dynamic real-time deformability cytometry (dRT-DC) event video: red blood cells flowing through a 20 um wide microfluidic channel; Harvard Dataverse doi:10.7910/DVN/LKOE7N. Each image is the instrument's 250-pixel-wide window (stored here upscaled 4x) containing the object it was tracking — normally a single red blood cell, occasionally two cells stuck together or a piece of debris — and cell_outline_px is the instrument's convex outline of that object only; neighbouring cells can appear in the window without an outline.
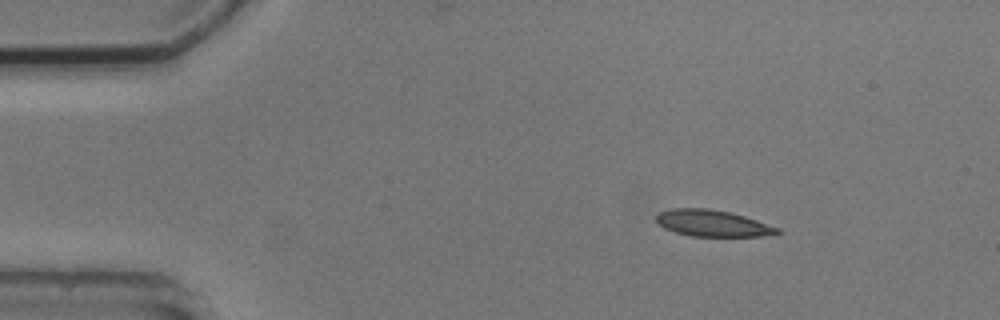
{"species": "common noctule bat (a hibernating species)", "species_latin": "Nyctalus noctula", "temperature_condition": "cold", "stored_images_in_passage": 4, "camera_frame_rate_fps": 3000, "um_per_image_px": 0.085, "animal": {"sex": "male", "body_mass_g": 20.5, "forearm_length_mm": 52.5}, "frame": {"image": 1, "passage_image": 2, "time_ms": 1.333, "image_size_px": [1000, 320], "cell_outline_px": [[784, 232], [776, 236], [692, 236], [676, 232], [664, 228], [656, 220], [656, 216], [660, 212], [672, 208], [708, 208], [728, 212], [744, 216], [780, 228]], "centroid_in_image_um": [60.64, 18.99], "position_along_channel_um": 24.4, "area_um2": 18.73}}